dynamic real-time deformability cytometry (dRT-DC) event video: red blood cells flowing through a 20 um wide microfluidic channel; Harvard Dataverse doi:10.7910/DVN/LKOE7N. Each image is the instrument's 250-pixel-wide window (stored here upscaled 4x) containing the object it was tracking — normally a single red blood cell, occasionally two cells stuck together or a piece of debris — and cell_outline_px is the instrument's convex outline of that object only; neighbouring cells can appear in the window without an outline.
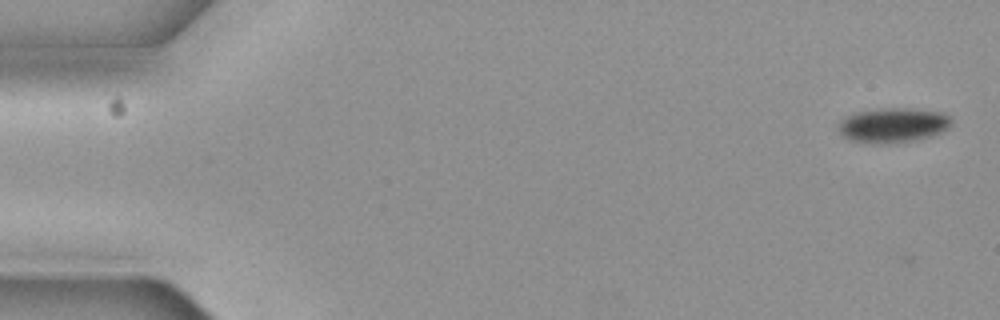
{"species": "common noctule bat (a hibernating species)", "species_latin": "Nyctalus noctula", "temperature_condition": "cold", "stored_images_in_passage": 6, "camera_frame_rate_fps": 3000, "um_per_image_px": 0.085, "animal": {"sex": "female", "body_mass_g": 19.3, "forearm_length_mm": 54.1}, "frame": {"image": 1, "passage_image": 1, "time_ms": 0.0, "image_size_px": [1000, 320], "cell_outline_px": [[952, 124], [948, 128], [932, 136], [916, 140], [896, 144], [868, 144], [852, 140], [844, 136], [840, 132], [840, 120], [844, 116], [856, 112], [880, 108], [912, 108], [940, 112], [948, 116], [952, 120]], "centroid_in_image_um": [75.91, 10.65], "position_along_channel_um": 9.1, "area_um2": 23.18}}
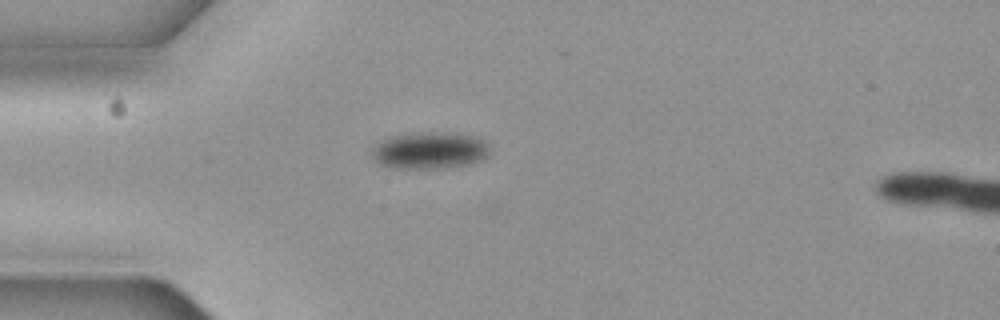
{"frame": {"image": 2, "passage_image": 5, "time_ms": 1.333, "image_size_px": [1000, 320], "cell_outline_px": [[492, 148], [488, 156], [484, 160], [468, 164], [440, 168], [396, 168], [380, 164], [376, 160], [372, 152], [372, 148], [384, 140], [392, 136], [472, 136], [488, 144]], "centroid_in_image_um": [36.57, 12.88], "position_along_channel_um": 48.4, "area_um2": 23.58}}